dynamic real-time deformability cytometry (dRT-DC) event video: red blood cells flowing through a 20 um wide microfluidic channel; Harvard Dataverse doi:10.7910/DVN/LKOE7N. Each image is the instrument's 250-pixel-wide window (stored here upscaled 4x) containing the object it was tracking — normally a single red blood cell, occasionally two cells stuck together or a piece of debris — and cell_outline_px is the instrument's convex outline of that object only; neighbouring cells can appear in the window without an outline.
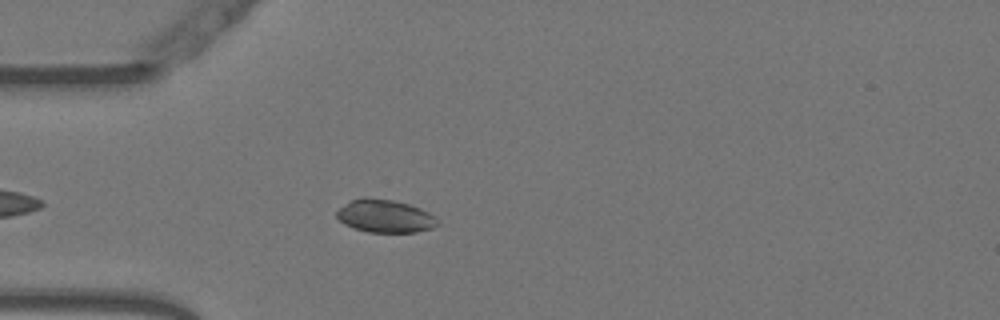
{"species": "Egyptian fruit bat (a non-hibernating species)", "species_latin": "Rousettus aegyptiacus", "temperature_condition": "warm", "stored_images_in_passage": 19, "camera_frame_rate_fps": 3000, "um_per_image_px": 0.085, "animal": {"sex": "female"}, "frame": {"image": 1, "passage_image": 8, "time_ms": 2.333, "image_size_px": [1000, 320], "cell_outline_px": [[440, 224], [432, 228], [416, 232], [368, 232], [344, 224], [336, 216], [336, 212], [344, 204], [352, 200], [364, 196], [392, 200], [408, 204], [420, 208], [436, 216]], "centroid_in_image_um": [32.74, 18.36], "position_along_channel_um": 52.3, "area_um2": 19.36}}
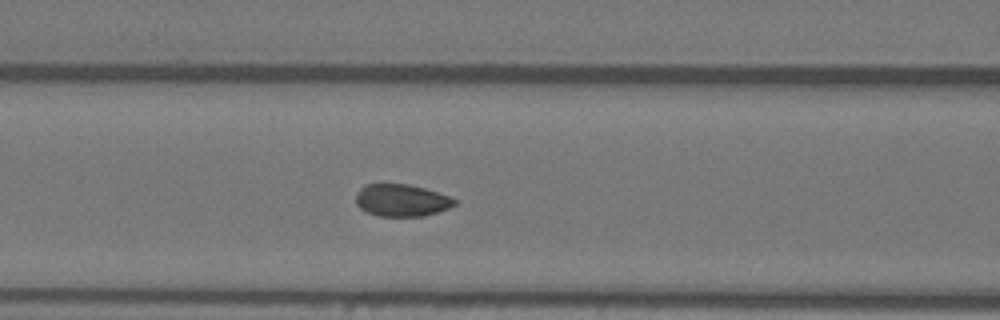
{"frame": {"image": 2, "passage_image": 15, "time_ms": 4.667, "image_size_px": [1000, 320], "cell_outline_px": [[456, 204], [448, 208], [424, 216], [376, 216], [360, 208], [356, 204], [356, 196], [360, 188], [364, 184], [408, 184], [424, 188], [448, 196], [456, 200]], "centroid_in_image_um": [34.1, 17.03], "position_along_channel_um": 132.5, "area_um2": 18.38}}
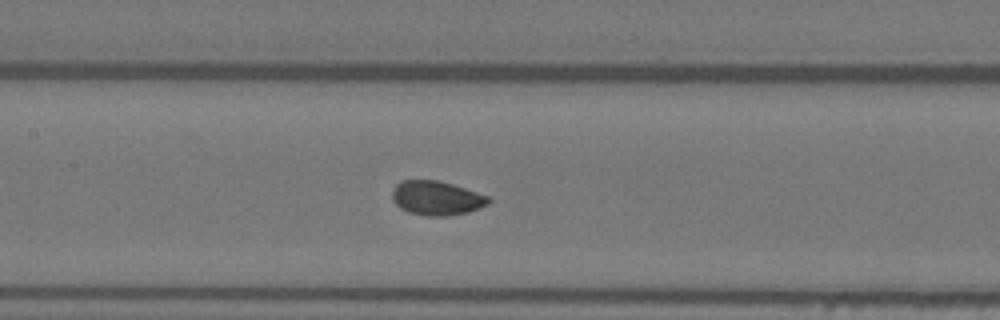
{"frame": {"image": 3, "passage_image": 18, "time_ms": 5.667, "image_size_px": [1000, 320], "cell_outline_px": [[492, 200], [488, 204], [480, 208], [468, 212], [448, 216], [428, 216], [408, 212], [400, 208], [392, 200], [392, 192], [396, 184], [400, 180], [436, 180], [452, 184], [488, 196]], "centroid_in_image_um": [37.1, 16.84], "position_along_channel_um": 170.3, "area_um2": 19.25}}